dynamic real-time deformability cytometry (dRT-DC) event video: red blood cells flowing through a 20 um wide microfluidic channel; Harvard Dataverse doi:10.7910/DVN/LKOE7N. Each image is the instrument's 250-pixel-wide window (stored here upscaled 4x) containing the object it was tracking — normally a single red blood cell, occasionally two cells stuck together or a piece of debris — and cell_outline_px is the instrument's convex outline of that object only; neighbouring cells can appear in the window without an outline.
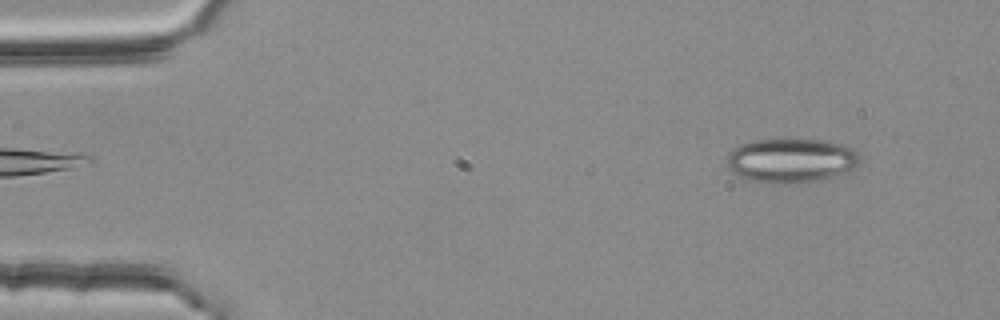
{"species": "common noctule bat (a hibernating species)", "species_latin": "Nyctalus noctula", "temperature_condition": "room temperature", "stored_images_in_passage": 2, "camera_frame_rate_fps": 3000, "um_per_image_px": 0.085, "animal": {"sex": "female", "body_mass_g": 25.1}, "frame": {"image": 1, "passage_image": 2, "time_ms": 0.333, "image_size_px": [1000, 320], "cell_outline_px": [[860, 164], [844, 172], [820, 180], [784, 184], [764, 184], [748, 180], [736, 176], [728, 168], [728, 156], [740, 144], [752, 140], [784, 136], [820, 140], [840, 144], [852, 148], [860, 156]], "centroid_in_image_um": [67.2, 13.61], "position_along_channel_um": 17.8, "area_um2": 35.2}}